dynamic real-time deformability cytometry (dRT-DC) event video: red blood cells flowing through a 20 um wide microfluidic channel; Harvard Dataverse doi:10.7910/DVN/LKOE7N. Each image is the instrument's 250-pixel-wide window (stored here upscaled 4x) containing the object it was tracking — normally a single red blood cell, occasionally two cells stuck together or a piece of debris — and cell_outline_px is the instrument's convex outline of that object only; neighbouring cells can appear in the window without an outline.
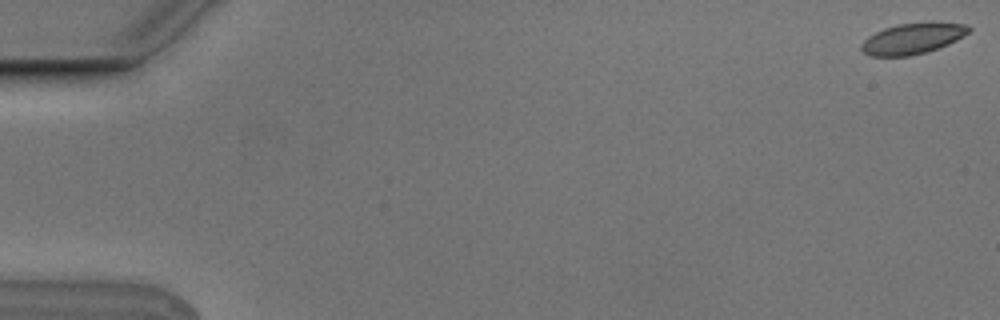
{"species": "Egyptian fruit bat (a non-hibernating species)", "species_latin": "Rousettus aegyptiacus", "temperature_condition": "cold", "stored_images_in_passage": 5, "camera_frame_rate_fps": 3000, "um_per_image_px": 0.085, "animal": {"sex": "male"}, "frame": {"image": 1, "passage_image": 1, "time_ms": 0.0, "image_size_px": [1000, 320], "cell_outline_px": [[972, 28], [968, 32], [956, 40], [948, 44], [924, 52], [908, 56], [872, 56], [864, 52], [860, 48], [860, 44], [868, 36], [884, 28], [896, 24], [968, 24]], "centroid_in_image_um": [77.5, 3.3], "position_along_channel_um": 7.5, "area_um2": 18.61}}